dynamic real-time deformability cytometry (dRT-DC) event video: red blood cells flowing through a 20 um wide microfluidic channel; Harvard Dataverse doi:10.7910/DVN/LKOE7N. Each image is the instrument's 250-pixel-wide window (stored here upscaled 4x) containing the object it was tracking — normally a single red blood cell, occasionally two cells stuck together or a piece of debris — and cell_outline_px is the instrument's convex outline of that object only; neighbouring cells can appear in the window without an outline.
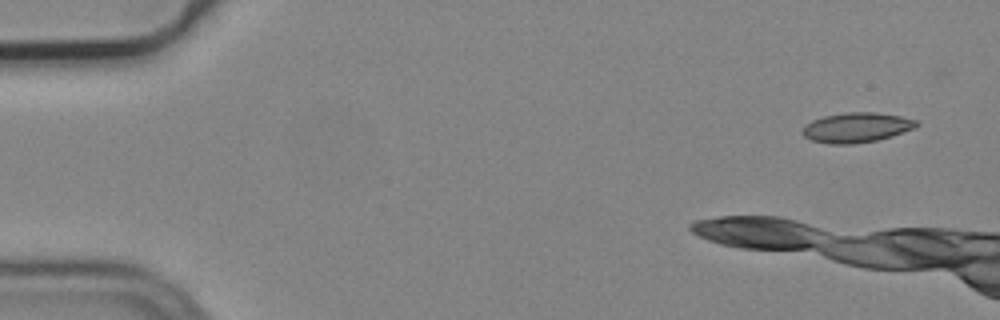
{"species": "common noctule bat (a hibernating species)", "species_latin": "Nyctalus noctula", "temperature_condition": "cold", "stored_images_in_passage": 6, "camera_frame_rate_fps": 3000, "um_per_image_px": 0.085, "animal": {"sex": "male", "body_mass_g": 19.2, "forearm_length_mm": 51.8}, "frame": {"image": 1, "passage_image": 1, "time_ms": 0.0, "image_size_px": [1000, 320], "cell_outline_px": [[920, 124], [912, 128], [892, 136], [876, 140], [852, 144], [828, 144], [812, 140], [804, 136], [800, 132], [812, 120], [824, 116], [848, 112], [876, 112], [900, 116], [916, 120]], "centroid_in_image_um": [72.79, 10.84], "position_along_channel_um": 12.2, "area_um2": 19.65}}